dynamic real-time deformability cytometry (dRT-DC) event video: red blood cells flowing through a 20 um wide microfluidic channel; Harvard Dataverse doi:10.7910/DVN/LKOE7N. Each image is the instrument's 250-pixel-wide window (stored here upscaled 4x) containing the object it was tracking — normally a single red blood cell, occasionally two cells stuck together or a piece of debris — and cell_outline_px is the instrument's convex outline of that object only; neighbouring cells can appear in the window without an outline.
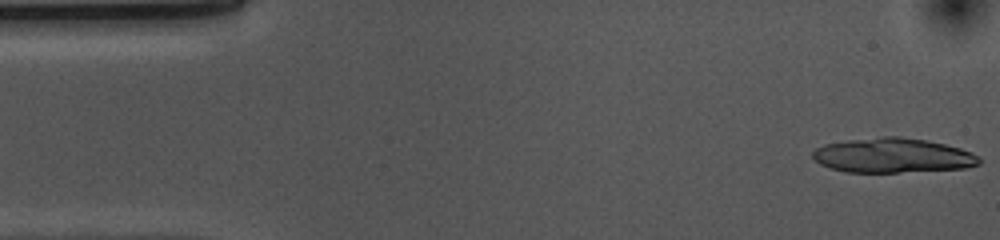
{"species": "common noctule bat (a hibernating species)", "species_latin": "Nyctalus noctula", "temperature_condition": "cold", "stored_images_in_passage": 53, "camera_frame_rate_fps": 3000, "um_per_image_px": 0.085, "animal": {"sex": "female", "body_mass_g": 10.0, "forearm_length_mm": 53.1}, "frame": {"image": 1, "passage_image": 1, "time_ms": 0.0, "image_size_px": [1000, 240], "cell_outline_px": [[980, 164], [964, 168], [900, 172], [844, 172], [828, 168], [820, 164], [812, 156], [812, 152], [816, 148], [824, 144], [848, 140], [880, 136], [900, 136], [928, 140], [960, 148], [972, 152], [980, 160]], "centroid_in_image_um": [75.85, 13.21], "position_along_channel_um": 9.2, "area_um2": 33.7}}
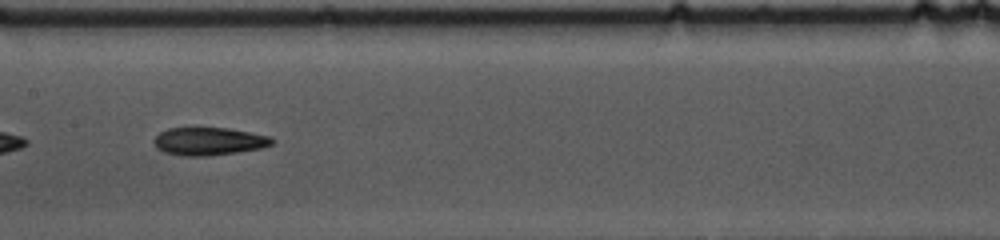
{"frame": {"image": 2, "passage_image": 25, "time_ms": 8.0, "image_size_px": [1000, 240], "cell_outline_px": [[276, 140], [272, 144], [260, 148], [236, 152], [204, 156], [184, 156], [164, 152], [156, 148], [152, 140], [160, 132], [168, 128], [228, 128], [272, 136]], "centroid_in_image_um": [17.75, 12.0], "position_along_channel_um": 189.6, "area_um2": 19.19}}
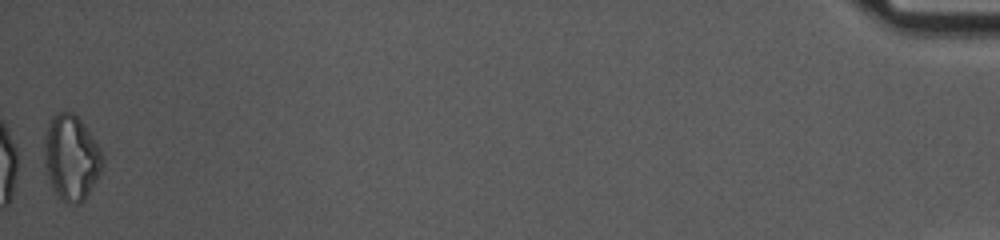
{"frame": {"image": 3, "passage_image": 53, "time_ms": 17.333, "image_size_px": [1000, 240], "cell_outline_px": [[104, 164], [100, 172], [84, 200], [80, 204], [68, 204], [60, 200], [48, 180], [44, 164], [44, 136], [48, 124], [52, 116], [56, 112], [72, 112], [80, 120], [100, 148], [104, 160]], "centroid_in_image_um": [6.03, 13.41], "position_along_channel_um": 429.2, "area_um2": 29.02}, "authors_computed_cell_mechanics": {"area_um2": 19.9988, "velocity_mm_per_s": 3.6603, "shape_relaxation_time_tau1_ms": 5.8857, "shape_relaxation_time_tau2_ms": 6.4562, "deformation_change_tau1": 0.1505, "deformation_change_tau2": 0.1716}}